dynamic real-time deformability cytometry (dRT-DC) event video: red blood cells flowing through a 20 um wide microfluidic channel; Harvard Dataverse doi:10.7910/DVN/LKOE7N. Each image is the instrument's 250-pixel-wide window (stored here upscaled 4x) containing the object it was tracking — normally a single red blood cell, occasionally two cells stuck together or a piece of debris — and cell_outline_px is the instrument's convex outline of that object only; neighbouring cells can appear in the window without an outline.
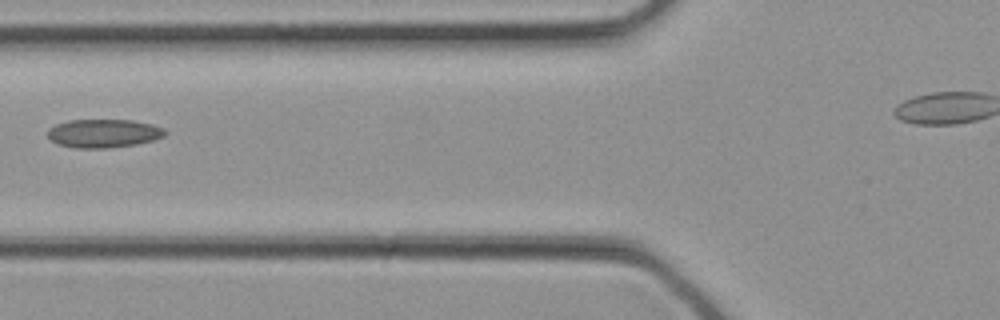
{"species": "common noctule bat (a hibernating species)", "species_latin": "Nyctalus noctula", "temperature_condition": "cold", "stored_images_in_passage": 13, "camera_frame_rate_fps": 3000, "um_per_image_px": 0.085, "animal": {"sex": "female", "body_mass_g": 21.9}, "frame": {"image": 1, "passage_image": 8, "time_ms": 2.333, "image_size_px": [1000, 320], "cell_outline_px": [[168, 132], [164, 136], [152, 140], [136, 144], [108, 148], [76, 148], [56, 144], [48, 136], [48, 128], [56, 124], [68, 120], [132, 120], [152, 124], [164, 128]], "centroid_in_image_um": [8.8, 11.33], "position_along_channel_um": 117.0, "area_um2": 19.54}}
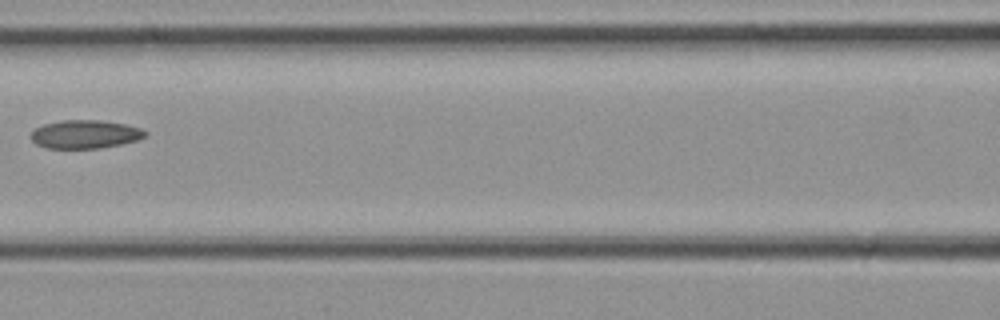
{"frame": {"image": 2, "passage_image": 10, "time_ms": 3.0, "image_size_px": [1000, 320], "cell_outline_px": [[148, 136], [136, 140], [120, 144], [100, 148], [44, 148], [36, 144], [32, 140], [32, 132], [36, 128], [44, 124], [64, 120], [100, 120], [124, 124], [140, 128], [148, 132]], "centroid_in_image_um": [7.25, 11.41], "position_along_channel_um": 159.4, "area_um2": 18.79}}
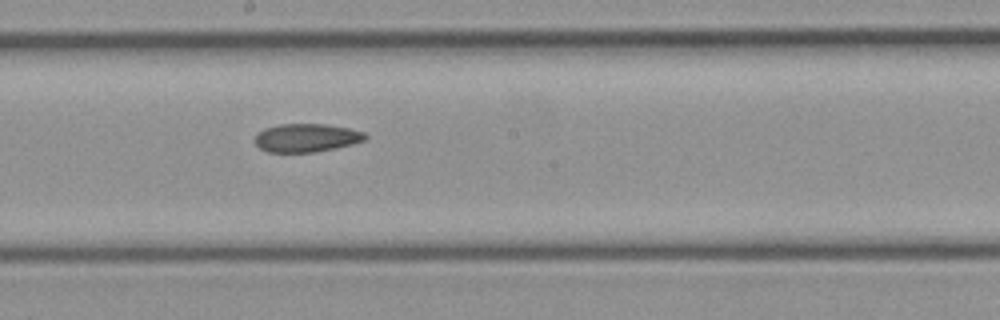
{"frame": {"image": 3, "passage_image": 13, "time_ms": 4.0, "image_size_px": [1000, 320], "cell_outline_px": [[368, 136], [364, 140], [352, 144], [336, 148], [316, 152], [268, 152], [260, 148], [252, 140], [264, 128], [280, 124], [328, 124], [348, 128], [364, 132]], "centroid_in_image_um": [26.04, 11.71], "position_along_channel_um": 222.2, "area_um2": 18.26}}